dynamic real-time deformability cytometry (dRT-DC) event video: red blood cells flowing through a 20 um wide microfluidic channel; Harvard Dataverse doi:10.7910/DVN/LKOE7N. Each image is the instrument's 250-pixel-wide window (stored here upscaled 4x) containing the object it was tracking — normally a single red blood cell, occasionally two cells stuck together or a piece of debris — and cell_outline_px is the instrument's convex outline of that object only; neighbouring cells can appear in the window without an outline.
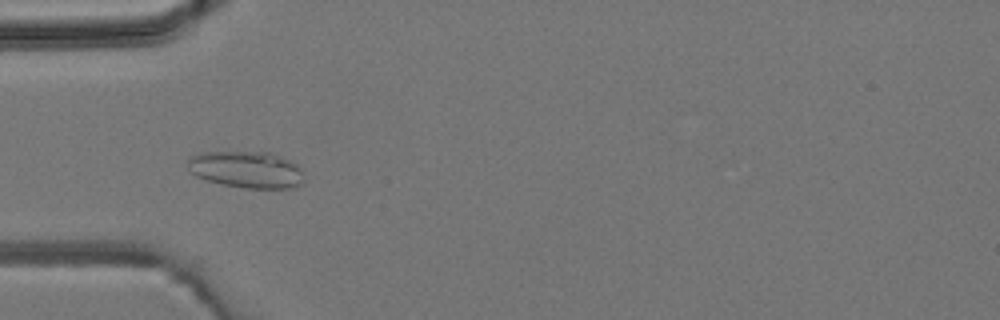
{"species": "common noctule bat (a hibernating species)", "species_latin": "Nyctalus noctula", "temperature_condition": "room temperature", "stored_images_in_passage": 5, "camera_frame_rate_fps": 3000, "um_per_image_px": 0.085, "animal": {"sex": "male", "body_mass_g": 19.2, "forearm_length_mm": 51.8}, "frame": {"image": 1, "passage_image": 4, "time_ms": 4.333, "image_size_px": [1000, 320], "cell_outline_px": [[304, 180], [300, 184], [288, 188], [244, 188], [220, 184], [196, 176], [192, 172], [188, 164], [188, 160], [192, 156], [200, 152], [268, 152], [280, 156], [296, 164], [304, 172]], "centroid_in_image_um": [20.97, 14.42], "position_along_channel_um": 64.0, "area_um2": 24.8}}